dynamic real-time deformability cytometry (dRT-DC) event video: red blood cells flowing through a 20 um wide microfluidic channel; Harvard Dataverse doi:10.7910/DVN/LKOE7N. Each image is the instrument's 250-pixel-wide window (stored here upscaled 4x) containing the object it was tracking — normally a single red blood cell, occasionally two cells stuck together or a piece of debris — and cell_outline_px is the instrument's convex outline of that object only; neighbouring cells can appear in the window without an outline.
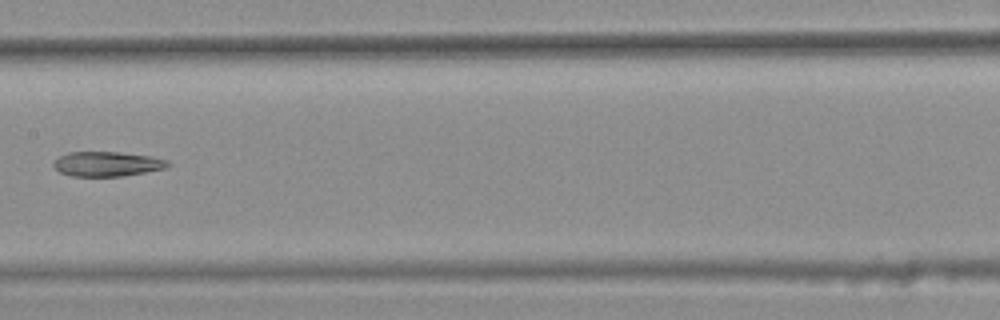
{"species": "common noctule bat (a hibernating species)", "species_latin": "Nyctalus noctula", "temperature_condition": "warm", "stored_images_in_passage": 6, "camera_frame_rate_fps": 3000, "um_per_image_px": 0.085, "animal": {"sex": "female", "body_mass_g": 25.1}, "frame": {"image": 1, "passage_image": 6, "time_ms": 1.667, "image_size_px": [1000, 320], "cell_outline_px": [[172, 164], [164, 168], [144, 172], [120, 176], [72, 176], [60, 172], [52, 164], [60, 156], [68, 152], [120, 152], [152, 156], [168, 160]], "centroid_in_image_um": [9.12, 13.92], "position_along_channel_um": 198.3, "area_um2": 16.36}}